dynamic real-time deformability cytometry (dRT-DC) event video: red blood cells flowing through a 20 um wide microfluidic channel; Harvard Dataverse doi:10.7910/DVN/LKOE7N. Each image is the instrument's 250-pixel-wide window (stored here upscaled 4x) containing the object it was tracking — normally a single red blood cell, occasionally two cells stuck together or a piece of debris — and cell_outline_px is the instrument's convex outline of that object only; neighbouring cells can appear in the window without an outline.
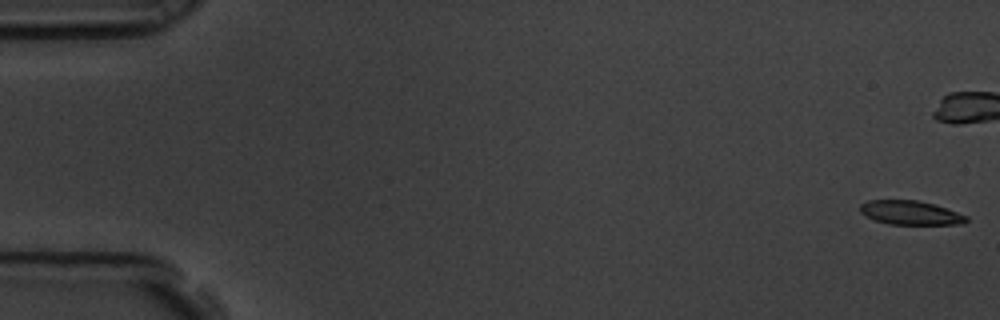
{"species": "common noctule bat (a hibernating species)", "species_latin": "Nyctalus noctula", "temperature_condition": "room temperature", "stored_images_in_passage": 6, "camera_frame_rate_fps": 3000, "um_per_image_px": 0.085, "animal": {"sex": "male", "body_mass_g": 19.5, "forearm_length_mm": 54.6}, "frame": {"image": 1, "passage_image": 1, "time_ms": 0.0, "image_size_px": [1000, 320], "cell_outline_px": [[968, 220], [964, 224], [888, 224], [876, 220], [860, 212], [860, 204], [868, 200], [916, 200], [936, 204], [968, 216]], "centroid_in_image_um": [77.42, 18.07], "position_along_channel_um": 7.6, "area_um2": 14.85}}
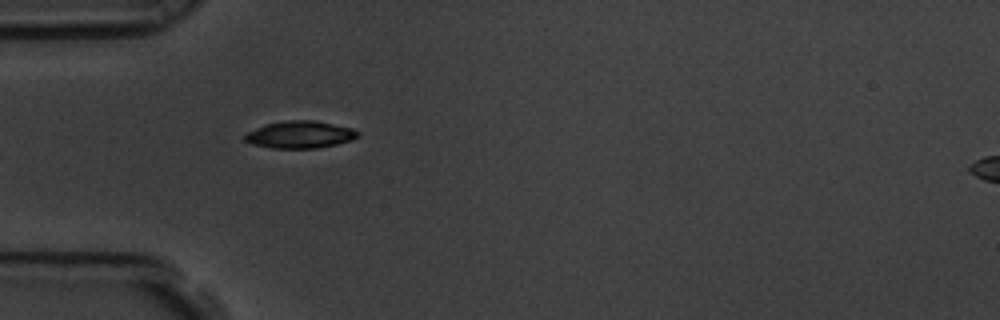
{"frame": {"image": 2, "passage_image": 6, "time_ms": 1.667, "image_size_px": [1000, 320], "cell_outline_px": [[360, 136], [352, 140], [336, 144], [316, 148], [272, 148], [252, 144], [244, 140], [244, 136], [248, 132], [264, 124], [288, 120], [312, 120], [352, 128], [360, 132]], "centroid_in_image_um": [25.51, 11.44], "position_along_channel_um": 59.5, "area_um2": 17.86}}